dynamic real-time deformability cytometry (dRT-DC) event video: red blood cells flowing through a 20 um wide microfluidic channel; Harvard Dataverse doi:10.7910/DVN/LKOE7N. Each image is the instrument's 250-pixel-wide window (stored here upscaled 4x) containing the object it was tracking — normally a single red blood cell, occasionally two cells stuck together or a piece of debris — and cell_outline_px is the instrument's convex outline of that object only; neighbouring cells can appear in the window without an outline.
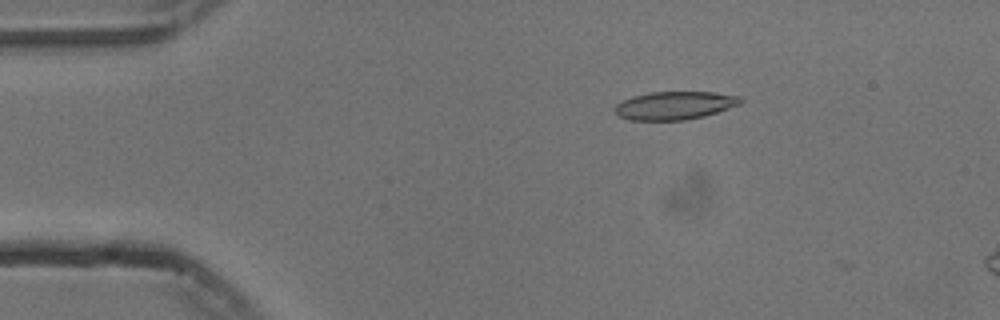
{"species": "common noctule bat (a hibernating species)", "species_latin": "Nyctalus noctula", "temperature_condition": "cold", "stored_images_in_passage": 11, "camera_frame_rate_fps": 3000, "um_per_image_px": 0.085, "animal": {"sex": "male", "body_mass_g": 13.3}, "frame": {"image": 1, "passage_image": 9, "time_ms": 2.667, "image_size_px": [1000, 320], "cell_outline_px": [[744, 100], [740, 104], [704, 116], [684, 120], [628, 120], [620, 116], [612, 108], [616, 104], [632, 96], [652, 92], [712, 92], [740, 96]], "centroid_in_image_um": [57.33, 8.96], "position_along_channel_um": 27.7, "area_um2": 20.52}}